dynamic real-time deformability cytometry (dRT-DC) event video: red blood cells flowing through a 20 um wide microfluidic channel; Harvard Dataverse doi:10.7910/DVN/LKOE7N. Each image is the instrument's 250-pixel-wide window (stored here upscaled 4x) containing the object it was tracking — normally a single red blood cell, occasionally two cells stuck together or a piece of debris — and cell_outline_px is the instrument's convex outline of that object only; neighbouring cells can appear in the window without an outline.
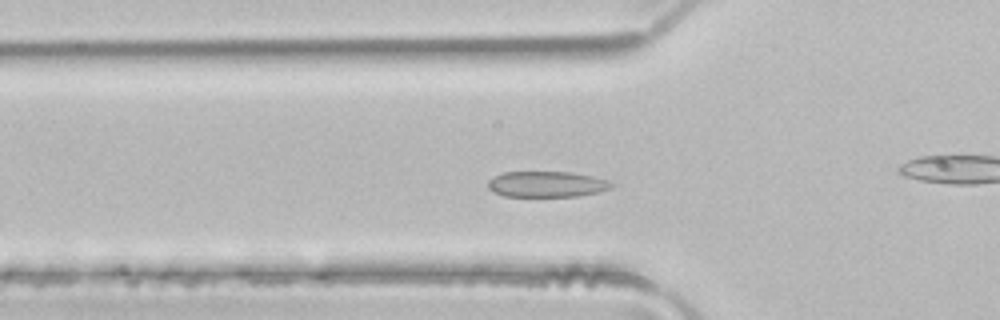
{"species": "common noctule bat (a hibernating species)", "species_latin": "Nyctalus noctula", "temperature_condition": "room temperature", "stored_images_in_passage": 41, "camera_frame_rate_fps": 3000, "um_per_image_px": 0.085, "animal": {"sex": "male", "body_mass_g": 21.5, "forearm_length_mm": 52.0}, "frame": {"image": 1, "passage_image": 7, "time_ms": 2.0, "image_size_px": [1000, 320], "cell_outline_px": [[616, 184], [612, 188], [600, 192], [580, 196], [504, 196], [492, 192], [488, 188], [488, 180], [504, 172], [572, 172], [592, 176], [608, 180]], "centroid_in_image_um": [46.52, 15.66], "position_along_channel_um": 79.3, "area_um2": 18.73}}
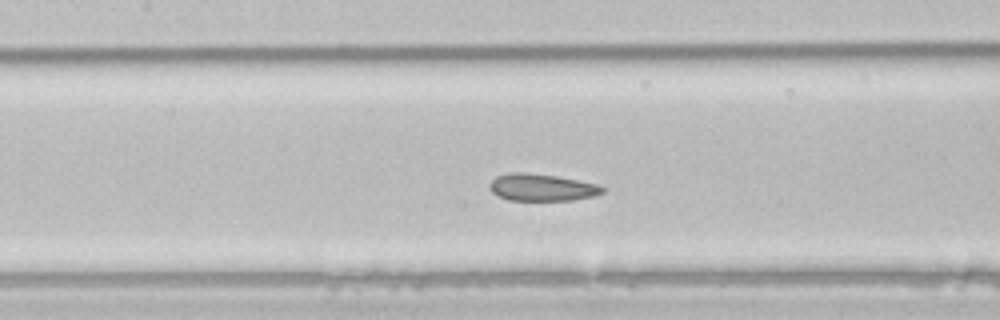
{"frame": {"image": 2, "passage_image": 13, "time_ms": 4.0, "image_size_px": [1000, 320], "cell_outline_px": [[604, 192], [596, 196], [572, 200], [508, 200], [492, 192], [488, 188], [488, 184], [496, 176], [508, 172], [528, 172], [556, 176], [596, 184], [604, 188]], "centroid_in_image_um": [46.02, 15.92], "position_along_channel_um": 161.4, "area_um2": 17.86}}
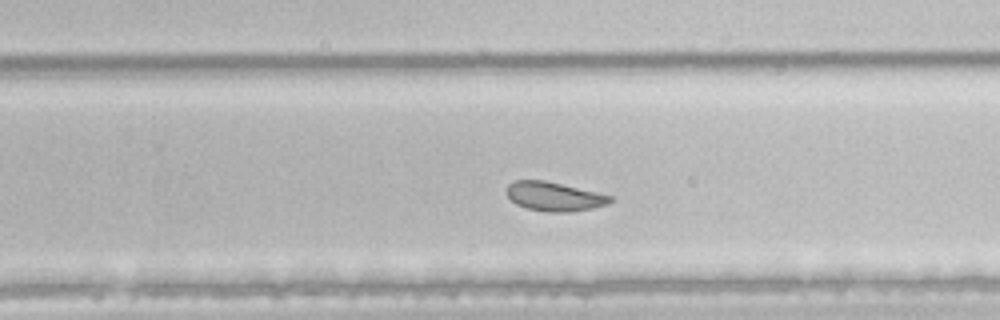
{"frame": {"image": 3, "passage_image": 22, "time_ms": 7.0, "image_size_px": [1000, 320], "cell_outline_px": [[612, 200], [608, 204], [592, 208], [568, 212], [548, 212], [528, 208], [516, 204], [508, 196], [508, 184], [512, 180], [544, 180], [596, 192], [612, 196]], "centroid_in_image_um": [47.1, 16.7], "position_along_channel_um": 282.7, "area_um2": 17.28}, "authors_computed_cell_mechanics": {"area_um2": 19.0162, "velocity_mm_per_s": 4.0686, "shape_relaxation_time_tau1_ms": 3.1165, "shape_relaxation_time_tau2_ms": 1.2672, "deformation_change_tau1": 0.0909, "deformation_change_tau2": 0.0657}}